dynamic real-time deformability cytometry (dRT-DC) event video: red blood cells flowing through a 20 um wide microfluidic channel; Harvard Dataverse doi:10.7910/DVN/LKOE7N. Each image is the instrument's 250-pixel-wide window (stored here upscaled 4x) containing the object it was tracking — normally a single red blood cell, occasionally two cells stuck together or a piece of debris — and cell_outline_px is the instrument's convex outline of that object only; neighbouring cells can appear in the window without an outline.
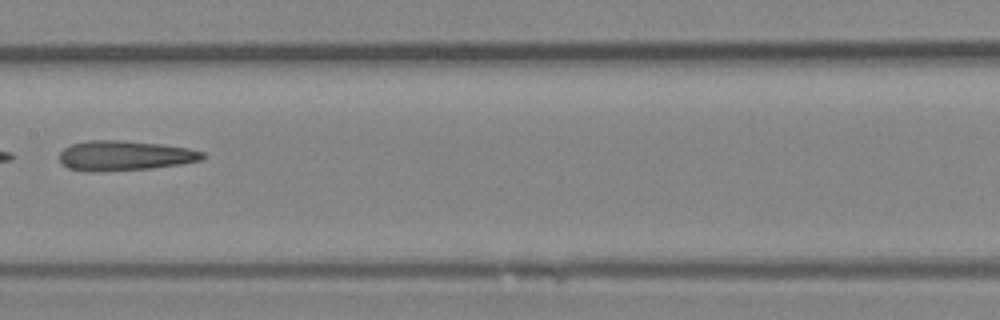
{"species": "Egyptian fruit bat (a non-hibernating species)", "species_latin": "Rousettus aegyptiacus", "temperature_condition": "room temperature", "stored_images_in_passage": 28, "camera_frame_rate_fps": 3000, "um_per_image_px": 0.085, "animal": {"sex": "female"}, "frame": {"image": 1, "passage_image": 9, "time_ms": 2.667, "image_size_px": [1000, 320], "cell_outline_px": [[204, 156], [200, 160], [180, 164], [152, 168], [68, 168], [60, 164], [60, 152], [64, 148], [72, 144], [88, 140], [120, 140], [160, 144], [188, 148], [204, 152]], "centroid_in_image_um": [10.65, 13.17], "position_along_channel_um": 196.8, "area_um2": 23.64}}
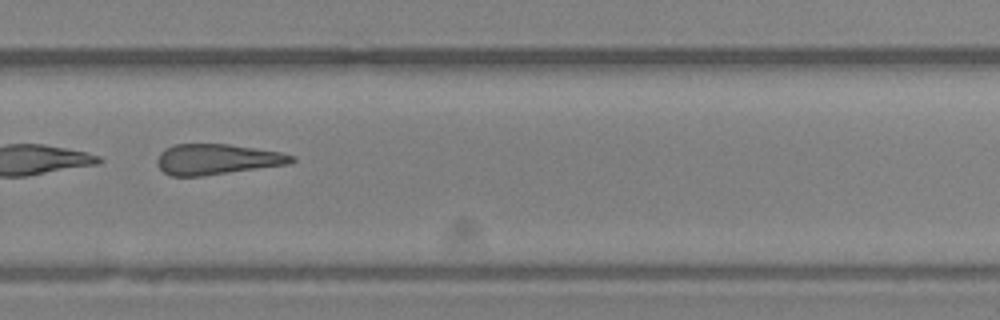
{"frame": {"image": 2, "passage_image": 16, "time_ms": 5.0, "image_size_px": [1000, 320], "cell_outline_px": [[296, 160], [288, 164], [200, 176], [172, 176], [164, 172], [156, 164], [156, 160], [160, 152], [164, 148], [176, 144], [228, 144], [280, 152], [296, 156]], "centroid_in_image_um": [18.41, 13.53], "position_along_channel_um": 311.4, "area_um2": 23.81}}